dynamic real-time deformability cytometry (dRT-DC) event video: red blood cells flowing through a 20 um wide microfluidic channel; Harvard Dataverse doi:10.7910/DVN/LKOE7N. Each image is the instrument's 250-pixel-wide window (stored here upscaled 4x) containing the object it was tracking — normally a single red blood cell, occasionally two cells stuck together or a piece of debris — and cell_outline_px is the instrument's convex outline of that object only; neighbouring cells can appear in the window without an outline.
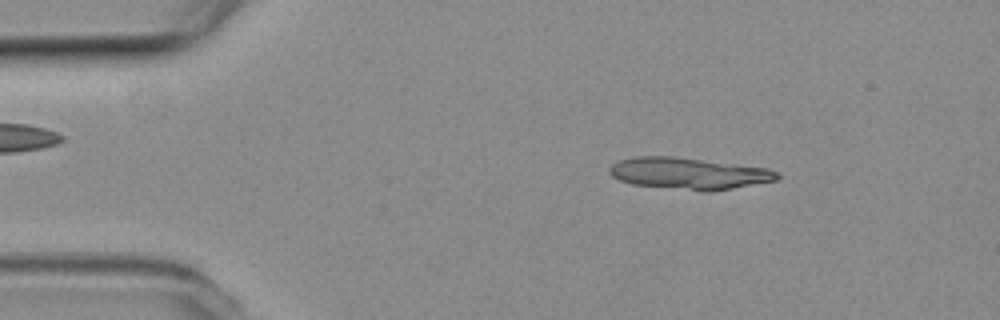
{"species": "common noctule bat (a hibernating species)", "species_latin": "Nyctalus noctula", "temperature_condition": "room temperature", "stored_images_in_passage": 14, "camera_frame_rate_fps": 3000, "um_per_image_px": 0.085, "animal": {"sex": "female", "body_mass_g": 19.3, "forearm_length_mm": 54.1}, "frame": {"image": 1, "passage_image": 7, "time_ms": 2.0, "image_size_px": [1000, 320], "cell_outline_px": [[780, 176], [776, 180], [712, 192], [700, 192], [632, 184], [620, 180], [612, 176], [608, 172], [608, 168], [612, 164], [620, 160], [636, 156], [672, 156], [768, 168], [776, 172]], "centroid_in_image_um": [58.52, 14.75], "position_along_channel_um": 26.5, "area_um2": 31.04}}